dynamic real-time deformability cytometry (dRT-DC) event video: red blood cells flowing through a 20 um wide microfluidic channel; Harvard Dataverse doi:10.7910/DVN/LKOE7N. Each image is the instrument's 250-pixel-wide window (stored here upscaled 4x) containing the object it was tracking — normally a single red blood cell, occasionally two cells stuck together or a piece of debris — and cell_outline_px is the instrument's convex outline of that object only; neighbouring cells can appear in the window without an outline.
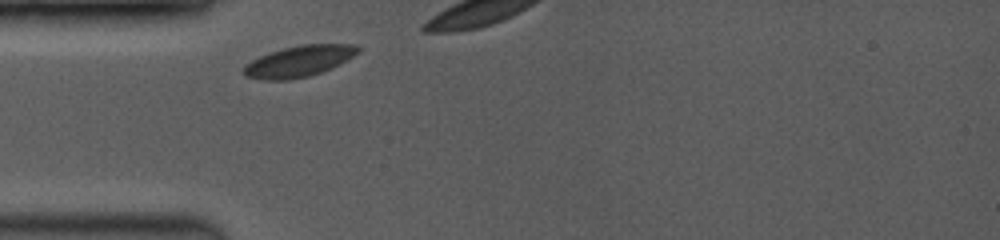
{"species": "common noctule bat (a hibernating species)", "species_latin": "Nyctalus noctula", "temperature_condition": "room temperature", "stored_images_in_passage": 2, "camera_frame_rate_fps": 3500, "um_per_image_px": 0.085, "animal": {"sex": "female", "body_mass_g": 19.0, "forearm_length_mm": 53.3}, "frame": {"image": 1, "passage_image": 1, "time_ms": 0.0, "image_size_px": [1000, 240], "cell_outline_px": [[360, 52], [320, 72], [308, 76], [288, 80], [264, 80], [244, 76], [240, 68], [244, 64], [268, 52], [300, 44], [356, 44], [360, 48]], "centroid_in_image_um": [25.32, 5.2], "position_along_channel_um": 59.7, "area_um2": 20.63}}